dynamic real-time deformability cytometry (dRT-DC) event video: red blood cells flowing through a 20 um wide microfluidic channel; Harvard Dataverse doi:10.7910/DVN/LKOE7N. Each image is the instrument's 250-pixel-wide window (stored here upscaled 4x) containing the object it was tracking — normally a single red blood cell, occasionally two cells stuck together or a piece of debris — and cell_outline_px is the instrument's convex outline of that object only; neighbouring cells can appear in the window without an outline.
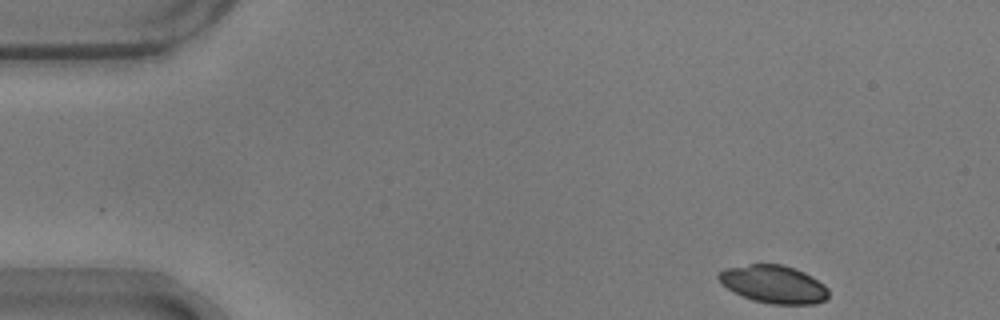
{"species": "common noctule bat (a hibernating species)", "species_latin": "Nyctalus noctula", "temperature_condition": "warm", "stored_images_in_passage": 50, "camera_frame_rate_fps": 3000, "um_per_image_px": 0.085, "animal": {"sex": "male", "body_mass_g": 17.9}, "frame": {"image": 1, "passage_image": 1, "time_ms": 0.0, "image_size_px": [1000, 320], "cell_outline_px": [[828, 296], [824, 300], [816, 304], [772, 304], [752, 300], [720, 284], [716, 276], [724, 268], [752, 264], [780, 264], [796, 268], [812, 276], [824, 284], [828, 288]], "centroid_in_image_um": [65.77, 24.15], "position_along_channel_um": 19.2, "area_um2": 24.28}}
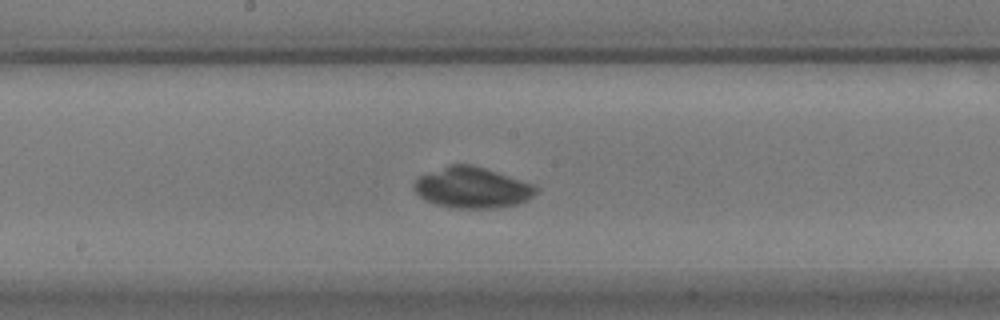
{"frame": {"image": 2, "passage_image": 24, "time_ms": 7.667, "image_size_px": [1000, 320], "cell_outline_px": [[540, 188], [528, 200], [516, 204], [492, 208], [448, 208], [424, 200], [412, 188], [412, 184], [420, 176], [452, 164], [472, 164], [532, 184]], "centroid_in_image_um": [40.11, 15.96], "position_along_channel_um": 208.1, "area_um2": 28.78}}
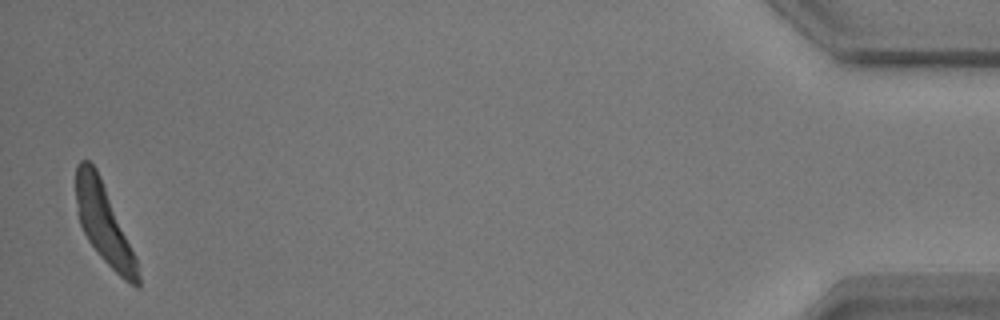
{"frame": {"image": 3, "passage_image": 49, "time_ms": 16.0, "image_size_px": [1000, 320], "cell_outline_px": [[140, 288], [136, 288], [124, 280], [100, 256], [88, 240], [80, 224], [76, 212], [76, 164], [80, 160], [88, 160], [96, 168], [100, 176], [136, 260], [140, 276]], "centroid_in_image_um": [8.8, 19.01], "position_along_channel_um": 426.4, "area_um2": 27.8}, "authors_computed_cell_mechanics": {"area_um2": 28.1486, "velocity_mm_per_s": 3.6693, "shape_relaxation_time_tau1_ms": 4.402, "shape_relaxation_time_tau2_ms": null, "deformation_change_tau1": 0.2255, "deformation_change_tau2": null}}